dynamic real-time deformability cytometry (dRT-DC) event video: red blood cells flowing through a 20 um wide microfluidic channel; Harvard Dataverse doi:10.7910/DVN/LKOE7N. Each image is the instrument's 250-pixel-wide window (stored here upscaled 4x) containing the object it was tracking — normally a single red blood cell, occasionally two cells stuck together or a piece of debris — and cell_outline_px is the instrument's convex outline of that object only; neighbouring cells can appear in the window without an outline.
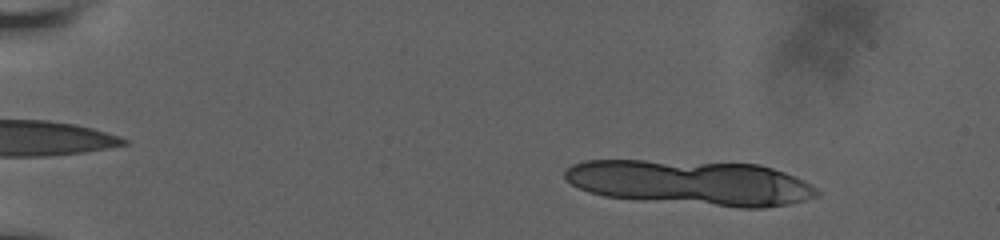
{"species": "human", "species_latin": "Homo sapiens", "temperature_condition": "room temperature", "stored_images_in_passage": 10, "camera_frame_rate_fps": 3000, "um_per_image_px": 0.085, "donor": {"sex": "male"}, "frame": {"image": 1, "passage_image": 2, "time_ms": 0.333, "image_size_px": [1000, 240], "cell_outline_px": [[820, 196], [788, 204], [764, 208], [740, 208], [604, 196], [588, 192], [572, 184], [564, 176], [564, 168], [572, 164], [584, 160], [644, 160], [760, 164], [784, 172], [804, 180], [816, 188], [820, 192]], "centroid_in_image_um": [58.73, 15.52], "position_along_channel_um": 26.3, "area_um2": 66.3}}